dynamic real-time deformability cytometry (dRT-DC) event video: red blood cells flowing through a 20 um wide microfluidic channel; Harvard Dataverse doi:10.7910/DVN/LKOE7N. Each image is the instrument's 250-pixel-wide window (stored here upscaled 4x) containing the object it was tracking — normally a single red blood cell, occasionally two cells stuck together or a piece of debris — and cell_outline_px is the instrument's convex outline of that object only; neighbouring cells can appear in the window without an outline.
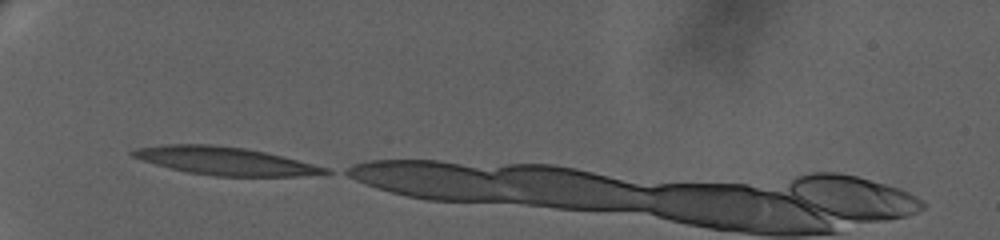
{"species": "human", "species_latin": "Homo sapiens", "temperature_condition": "warm", "stored_images_in_passage": 35, "camera_frame_rate_fps": 3000, "um_per_image_px": 0.085, "donor": {"sex": "female"}, "frame": {"image": 1, "passage_image": 1, "time_ms": 0.0, "image_size_px": [1000, 240], "cell_outline_px": [[332, 172], [296, 176], [212, 176], [188, 172], [156, 164], [132, 156], [128, 152], [136, 148], [168, 144], [208, 144], [244, 148], [264, 152], [328, 168]], "centroid_in_image_um": [19.08, 13.68], "position_along_channel_um": 65.9, "area_um2": 30.69}}
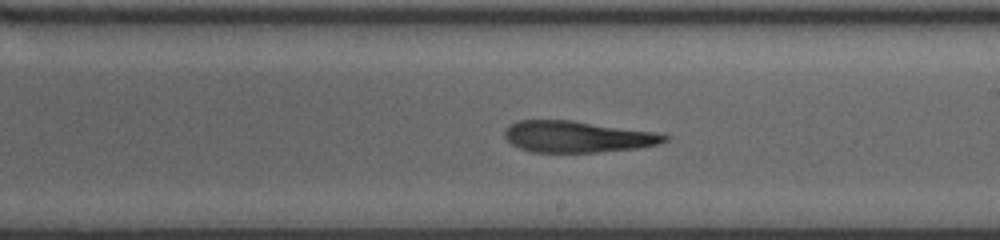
{"frame": {"image": 2, "passage_image": 18, "time_ms": 5.667, "image_size_px": [1000, 240], "cell_outline_px": [[668, 140], [660, 144], [636, 148], [596, 152], [532, 152], [520, 148], [512, 144], [504, 136], [504, 132], [512, 124], [520, 120], [572, 120], [656, 132], [668, 136]], "centroid_in_image_um": [49.1, 11.62], "position_along_channel_um": 239.9, "area_um2": 29.07}}
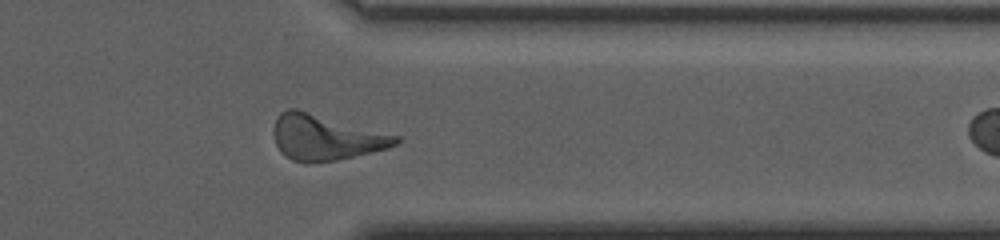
{"frame": {"image": 3, "passage_image": 31, "time_ms": 10.0, "image_size_px": [1000, 240], "cell_outline_px": [[400, 140], [396, 144], [388, 148], [336, 160], [308, 164], [304, 164], [292, 160], [284, 156], [280, 152], [276, 144], [272, 132], [276, 120], [280, 112], [288, 108], [296, 108], [400, 136]], "centroid_in_image_um": [27.63, 11.69], "position_along_channel_um": 383.8, "area_um2": 32.54}}